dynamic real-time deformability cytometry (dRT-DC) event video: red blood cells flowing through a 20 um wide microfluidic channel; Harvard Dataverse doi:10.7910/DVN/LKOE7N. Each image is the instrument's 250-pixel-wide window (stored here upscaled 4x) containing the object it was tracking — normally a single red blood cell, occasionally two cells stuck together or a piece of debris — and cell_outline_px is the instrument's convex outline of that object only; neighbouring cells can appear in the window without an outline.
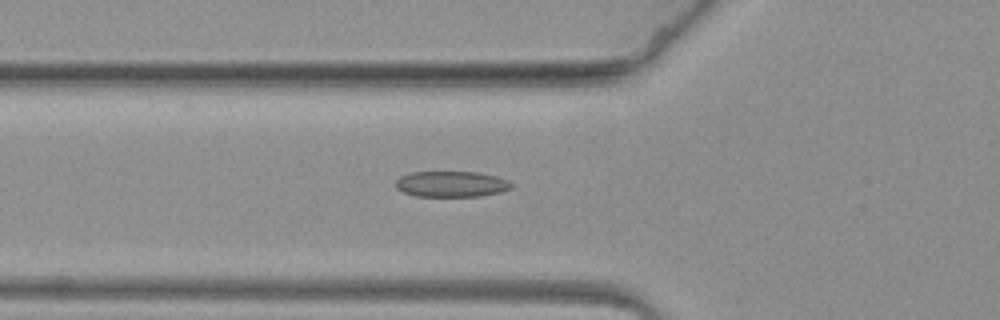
{"species": "common noctule bat (a hibernating species)", "species_latin": "Nyctalus noctula", "temperature_condition": "warm", "stored_images_in_passage": 40, "camera_frame_rate_fps": 3000, "um_per_image_px": 0.085, "animal": {"sex": "female", "body_mass_g": 19.3, "forearm_length_mm": 54.1}, "frame": {"image": 1, "passage_image": 2, "time_ms": 0.333, "image_size_px": [1000, 320], "cell_outline_px": [[512, 188], [500, 192], [480, 196], [416, 196], [404, 192], [396, 188], [396, 180], [400, 176], [412, 172], [476, 172], [496, 176], [508, 180], [512, 184]], "centroid_in_image_um": [38.37, 15.64], "position_along_channel_um": 87.4, "area_um2": 17.34}}
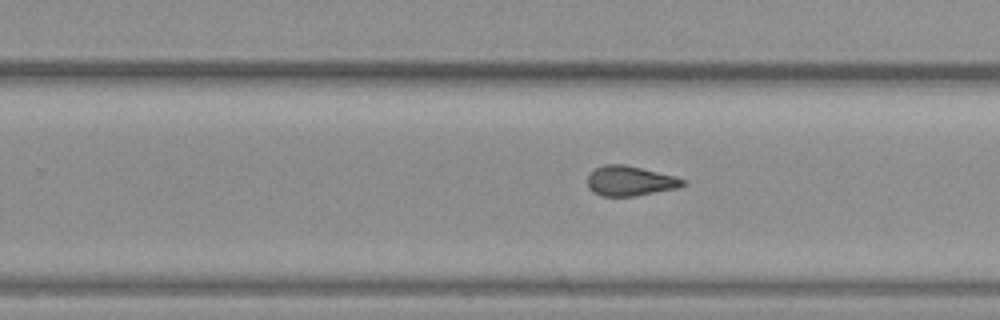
{"frame": {"image": 2, "passage_image": 19, "time_ms": 6.0, "image_size_px": [1000, 320], "cell_outline_px": [[688, 184], [680, 188], [632, 196], [600, 196], [592, 192], [588, 188], [588, 176], [596, 168], [604, 164], [624, 164], [676, 176], [684, 180]], "centroid_in_image_um": [53.57, 15.38], "position_along_channel_um": 276.2, "area_um2": 16.7}}
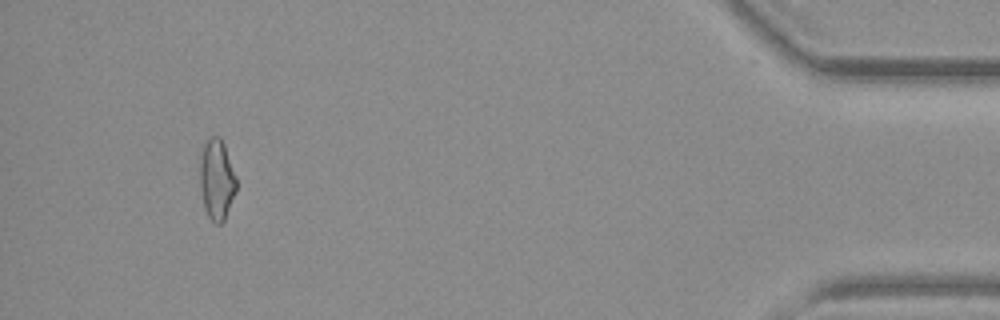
{"frame": {"image": 3, "passage_image": 38, "time_ms": 12.333, "image_size_px": [1000, 320], "cell_outline_px": [[236, 192], [224, 220], [220, 224], [216, 224], [208, 216], [204, 208], [200, 188], [200, 160], [204, 144], [208, 136], [220, 136], [224, 144], [236, 176]], "centroid_in_image_um": [18.42, 15.25], "position_along_channel_um": 416.8, "area_um2": 17.17}}